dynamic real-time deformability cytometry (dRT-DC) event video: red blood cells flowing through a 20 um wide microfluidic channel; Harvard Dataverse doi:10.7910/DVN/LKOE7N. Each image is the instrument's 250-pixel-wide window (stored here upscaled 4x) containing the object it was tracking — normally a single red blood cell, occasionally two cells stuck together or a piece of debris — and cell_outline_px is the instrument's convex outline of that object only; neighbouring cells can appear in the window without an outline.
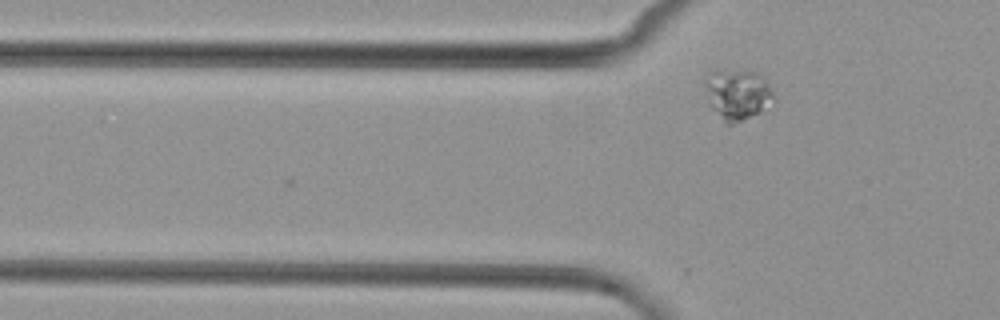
{"species": "common noctule bat (a hibernating species)", "species_latin": "Nyctalus noctula", "temperature_condition": "cold", "stored_images_in_passage": 3, "camera_frame_rate_fps": 3000, "um_per_image_px": 0.085, "animal": {"sex": "female", "body_mass_g": 29.2, "forearm_length_mm": 56.3}, "frame": {"image": 1, "passage_image": 2, "time_ms": 1.333, "image_size_px": [1000, 320], "cell_outline_px": [[772, 96], [760, 112], [732, 124], [728, 124], [708, 104], [704, 84], [704, 72], [744, 68], [756, 72], [764, 76], [772, 92]], "centroid_in_image_um": [62.6, 7.93], "position_along_channel_um": 63.2, "area_um2": 20.23}}